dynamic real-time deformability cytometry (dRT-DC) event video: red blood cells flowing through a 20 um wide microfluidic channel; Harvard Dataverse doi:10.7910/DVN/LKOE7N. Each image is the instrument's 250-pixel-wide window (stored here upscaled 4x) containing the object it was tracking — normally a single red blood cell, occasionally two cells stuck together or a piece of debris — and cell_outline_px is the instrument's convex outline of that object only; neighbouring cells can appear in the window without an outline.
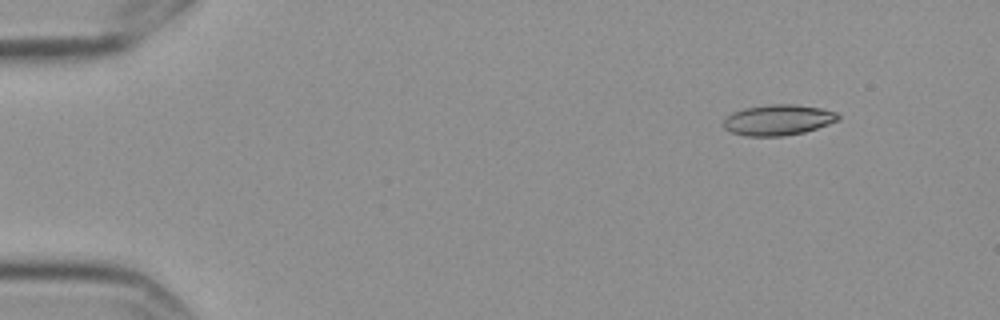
{"species": "Egyptian fruit bat (a non-hibernating species)", "species_latin": "Rousettus aegyptiacus", "temperature_condition": "cold", "stored_images_in_passage": 5, "camera_frame_rate_fps": 3000, "um_per_image_px": 0.085, "frame": {"image": 1, "passage_image": 2, "time_ms": 0.333, "image_size_px": [1000, 320], "cell_outline_px": [[840, 120], [804, 132], [784, 136], [744, 136], [732, 132], [724, 128], [724, 120], [732, 112], [744, 108], [772, 104], [792, 104], [820, 108], [836, 112], [840, 116]], "centroid_in_image_um": [66.14, 10.2], "position_along_channel_um": 18.9, "area_um2": 20.4}}
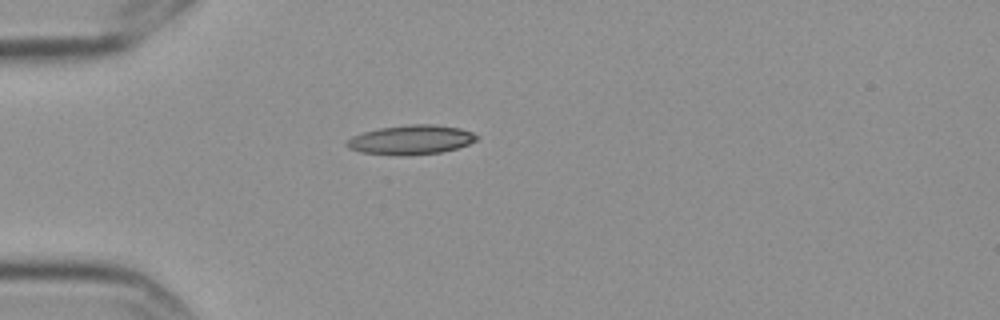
{"frame": {"image": 2, "passage_image": 5, "time_ms": 1.333, "image_size_px": [1000, 320], "cell_outline_px": [[480, 136], [476, 140], [468, 144], [456, 148], [440, 152], [408, 156], [360, 152], [348, 148], [344, 144], [352, 136], [364, 132], [380, 128], [408, 124], [436, 124], [460, 128], [472, 132]], "centroid_in_image_um": [34.94, 11.88], "position_along_channel_um": 50.1, "area_um2": 22.25}}